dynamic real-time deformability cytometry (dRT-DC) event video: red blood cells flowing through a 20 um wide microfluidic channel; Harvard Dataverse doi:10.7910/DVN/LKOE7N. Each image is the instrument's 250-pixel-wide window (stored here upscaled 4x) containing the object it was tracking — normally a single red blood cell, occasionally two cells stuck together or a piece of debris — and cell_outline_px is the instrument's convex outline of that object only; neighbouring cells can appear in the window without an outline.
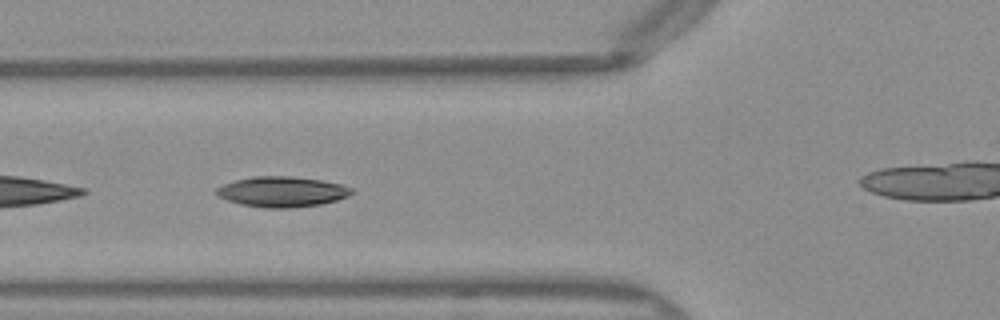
{"species": "Egyptian fruit bat (a non-hibernating species)", "species_latin": "Rousettus aegyptiacus", "temperature_condition": "warm", "stored_images_in_passage": 50, "camera_frame_rate_fps": 3000, "um_per_image_px": 0.085, "frame": {"image": 1, "passage_image": 18, "time_ms": 5.667, "image_size_px": [1000, 320], "cell_outline_px": [[356, 192], [348, 196], [336, 200], [320, 204], [292, 208], [264, 208], [240, 204], [228, 200], [212, 192], [216, 188], [224, 184], [236, 180], [252, 176], [288, 176], [320, 180], [340, 184], [352, 188]], "centroid_in_image_um": [23.96, 16.3], "position_along_channel_um": 101.8, "area_um2": 23.93}}
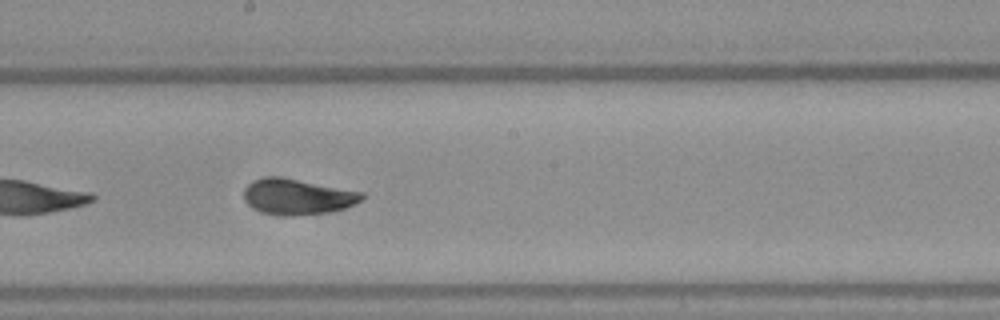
{"frame": {"image": 2, "passage_image": 27, "time_ms": 8.667, "image_size_px": [1000, 320], "cell_outline_px": [[364, 200], [344, 208], [332, 212], [288, 216], [284, 216], [264, 212], [248, 204], [244, 200], [244, 188], [248, 184], [256, 180], [272, 176], [276, 176], [364, 192]], "centroid_in_image_um": [25.32, 16.73], "position_along_channel_um": 222.9, "area_um2": 24.22}}
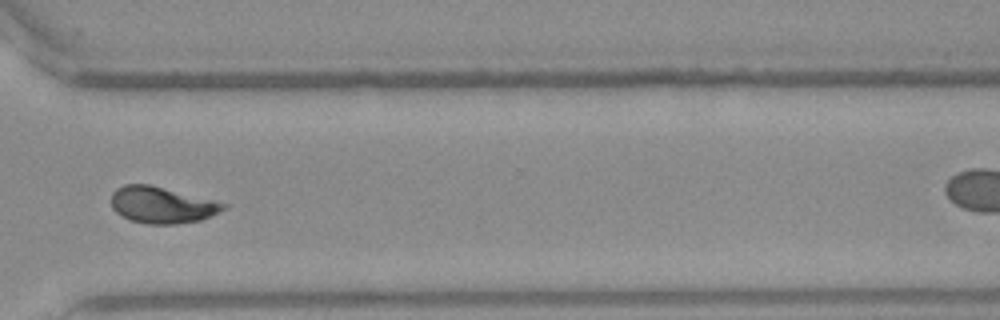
{"frame": {"image": 3, "passage_image": 37, "time_ms": 12.0, "image_size_px": [1000, 320], "cell_outline_px": [[228, 208], [200, 220], [176, 224], [144, 224], [132, 220], [116, 212], [112, 208], [112, 192], [116, 188], [124, 184], [148, 184], [228, 204]], "centroid_in_image_um": [13.75, 17.42], "position_along_channel_um": 356.9, "area_um2": 23.58}, "authors_computed_cell_mechanics": {"area_um2": 23.6113, "velocity_mm_per_s": 4.0127, "shape_relaxation_time_tau1_ms": 4.9111, "shape_relaxation_time_tau2_ms": 3.1945, "deformation_change_tau1": 0.1612, "deformation_change_tau2": 0.088}}